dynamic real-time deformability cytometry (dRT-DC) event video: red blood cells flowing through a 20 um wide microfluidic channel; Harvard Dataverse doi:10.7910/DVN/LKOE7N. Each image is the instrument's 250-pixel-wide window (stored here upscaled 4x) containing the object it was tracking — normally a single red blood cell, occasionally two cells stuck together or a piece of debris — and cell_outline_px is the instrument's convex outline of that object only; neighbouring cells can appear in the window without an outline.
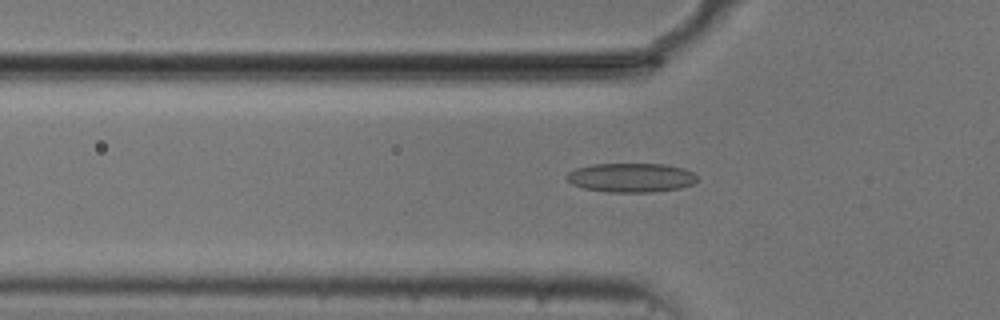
{"species": "common noctule bat (a hibernating species)", "species_latin": "Nyctalus noctula", "temperature_condition": "cold", "stored_images_in_passage": 53, "camera_frame_rate_fps": 3000, "um_per_image_px": 0.085, "animal": {"sex": "male", "body_mass_g": 20.5, "forearm_length_mm": 52.5}, "frame": {"image": 1, "passage_image": 17, "time_ms": 5.333, "image_size_px": [1000, 320], "cell_outline_px": [[696, 180], [692, 184], [680, 188], [652, 192], [608, 192], [584, 188], [572, 184], [564, 176], [568, 172], [576, 168], [592, 164], [664, 164], [684, 168], [692, 172], [696, 176]], "centroid_in_image_um": [53.62, 15.09], "position_along_channel_um": 72.2, "area_um2": 22.14}}
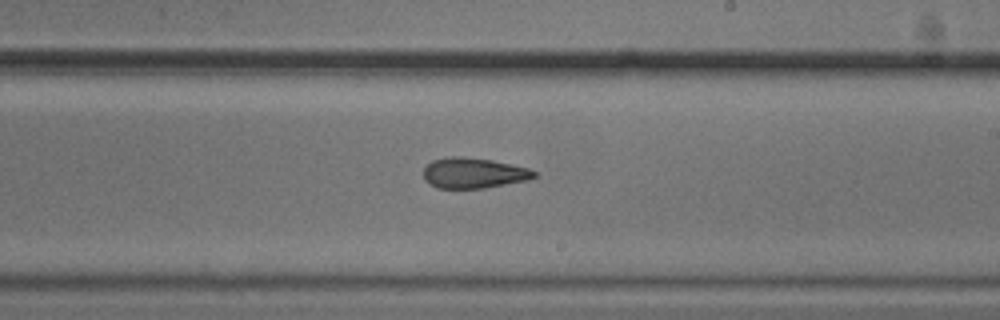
{"frame": {"image": 2, "passage_image": 31, "time_ms": 10.0, "image_size_px": [1000, 320], "cell_outline_px": [[536, 176], [528, 180], [484, 188], [440, 188], [424, 180], [424, 168], [432, 160], [448, 156], [460, 156], [492, 160], [512, 164], [528, 168], [536, 172]], "centroid_in_image_um": [40.26, 14.69], "position_along_channel_um": 248.7, "area_um2": 19.59}}
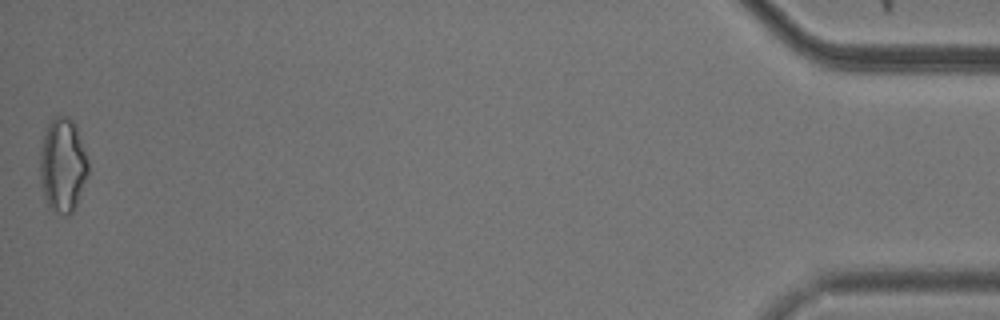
{"frame": {"image": 3, "passage_image": 53, "time_ms": 17.333, "image_size_px": [1000, 320], "cell_outline_px": [[88, 172], [76, 204], [72, 212], [68, 216], [64, 216], [48, 208], [40, 184], [40, 140], [48, 124], [56, 116], [68, 116], [76, 124], [88, 160]], "centroid_in_image_um": [5.3, 14.03], "position_along_channel_um": 429.9, "area_um2": 26.7}, "authors_computed_cell_mechanics": {"area_um2": 20.9236, "velocity_mm_per_s": 3.7631, "shape_relaxation_time_tau1_ms": null, "shape_relaxation_time_tau2_ms": 4.5333, "deformation_change_tau1": null, "deformation_change_tau2": 0.138}}